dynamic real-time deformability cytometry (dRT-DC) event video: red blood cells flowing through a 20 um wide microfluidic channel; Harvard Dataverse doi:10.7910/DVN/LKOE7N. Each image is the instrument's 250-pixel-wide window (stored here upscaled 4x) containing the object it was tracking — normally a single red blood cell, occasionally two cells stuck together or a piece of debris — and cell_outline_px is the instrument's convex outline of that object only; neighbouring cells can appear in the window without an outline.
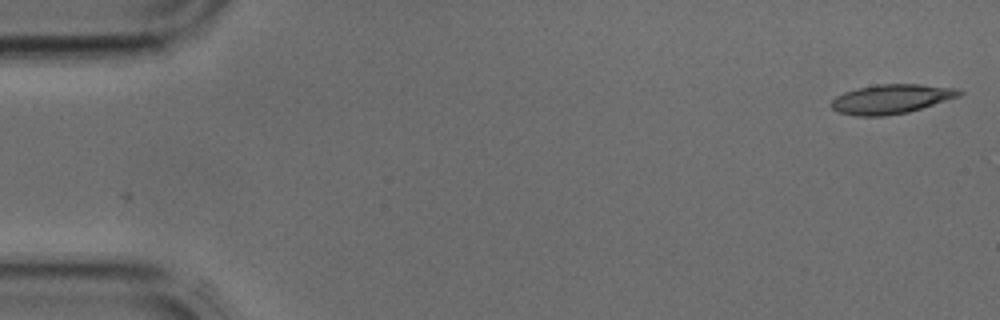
{"species": "common noctule bat (a hibernating species)", "species_latin": "Nyctalus noctula", "temperature_condition": "cold", "stored_images_in_passage": 12, "camera_frame_rate_fps": 3000, "um_per_image_px": 0.085, "animal": {"sex": "male", "body_mass_g": 17.9, "forearm_length_mm": 54.2}, "frame": {"image": 1, "passage_image": 1, "time_ms": 0.0, "image_size_px": [1000, 320], "cell_outline_px": [[964, 92], [960, 96], [908, 112], [884, 116], [856, 116], [840, 112], [832, 108], [832, 100], [836, 96], [844, 92], [856, 88], [876, 84], [920, 84], [956, 88]], "centroid_in_image_um": [75.76, 8.41], "position_along_channel_um": 9.2, "area_um2": 21.79}}
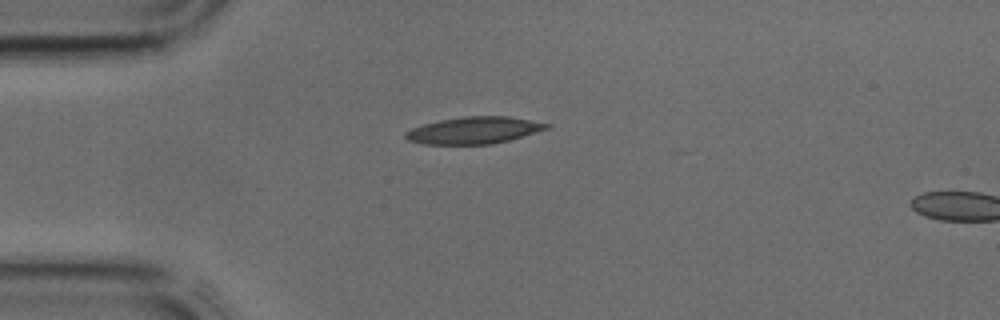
{"frame": {"image": 2, "passage_image": 10, "time_ms": 3.0, "image_size_px": [1000, 320], "cell_outline_px": [[552, 128], [508, 140], [492, 144], [424, 144], [408, 140], [404, 136], [404, 132], [412, 128], [424, 124], [440, 120], [464, 116], [508, 116], [552, 124]], "centroid_in_image_um": [40.32, 11.07], "position_along_channel_um": 44.7, "area_um2": 22.14}}